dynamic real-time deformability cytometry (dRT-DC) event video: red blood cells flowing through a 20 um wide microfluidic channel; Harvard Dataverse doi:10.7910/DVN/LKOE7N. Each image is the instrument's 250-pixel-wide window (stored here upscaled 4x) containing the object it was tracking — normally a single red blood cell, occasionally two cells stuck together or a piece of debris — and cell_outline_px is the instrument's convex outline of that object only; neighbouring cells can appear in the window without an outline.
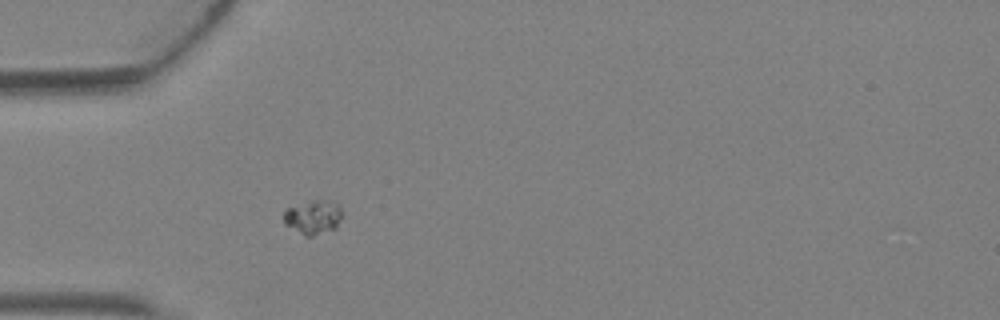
{"species": "Egyptian fruit bat (a non-hibernating species)", "species_latin": "Rousettus aegyptiacus", "temperature_condition": "warm", "stored_images_in_passage": 1, "camera_frame_rate_fps": 3000, "um_per_image_px": 0.085, "animal": {"sex": "female"}, "frame": {"image": 1, "passage_image": 1, "time_ms": 0.0, "image_size_px": [1000, 320], "cell_outline_px": [[340, 216], [336, 228], [312, 236], [304, 236], [284, 224], [284, 212], [288, 208], [312, 200], [336, 200], [340, 208]], "centroid_in_image_um": [26.61, 18.45], "position_along_channel_um": 58.4, "area_um2": 11.5}}